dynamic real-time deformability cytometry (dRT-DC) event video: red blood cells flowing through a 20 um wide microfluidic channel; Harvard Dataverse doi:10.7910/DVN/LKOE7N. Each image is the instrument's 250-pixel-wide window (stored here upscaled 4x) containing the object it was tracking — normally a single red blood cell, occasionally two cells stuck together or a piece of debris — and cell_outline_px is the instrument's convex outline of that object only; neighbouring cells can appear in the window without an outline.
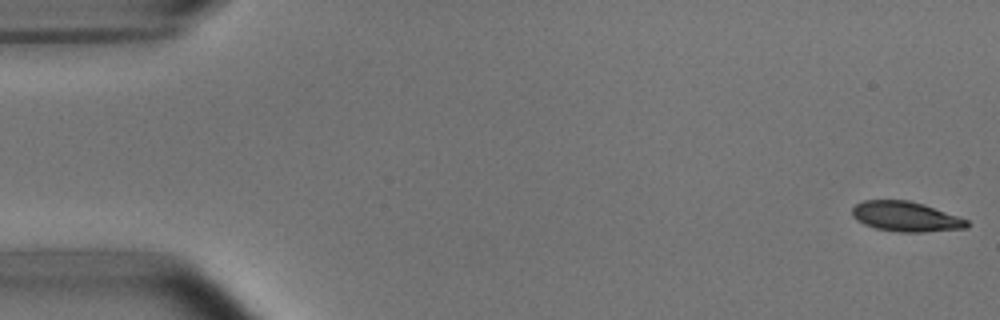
{"species": "common noctule bat (a hibernating species)", "species_latin": "Nyctalus noctula", "temperature_condition": "room temperature", "stored_images_in_passage": 5, "camera_frame_rate_fps": 3000, "um_per_image_px": 0.085, "animal": {"sex": "male", "body_mass_g": 15.6}, "frame": {"image": 1, "passage_image": 1, "time_ms": 0.0, "image_size_px": [1000, 320], "cell_outline_px": [[968, 228], [924, 232], [900, 232], [876, 228], [864, 224], [856, 220], [852, 216], [852, 208], [856, 204], [864, 200], [908, 200], [924, 204], [968, 220]], "centroid_in_image_um": [76.98, 18.41], "position_along_channel_um": 8.0, "area_um2": 20.0}}
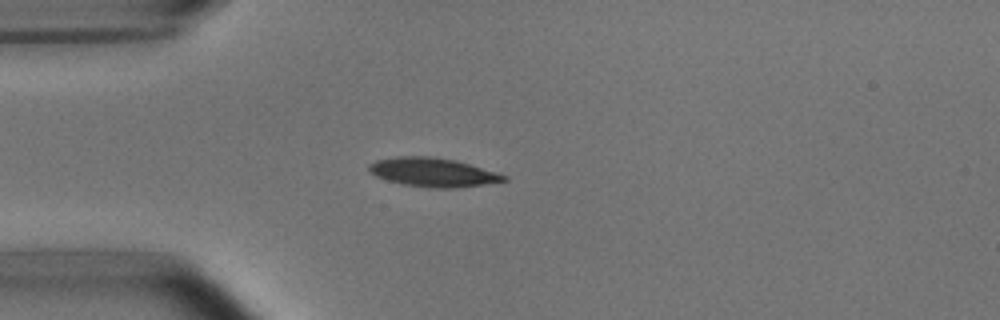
{"frame": {"image": 2, "passage_image": 4, "time_ms": 4.333, "image_size_px": [1000, 320], "cell_outline_px": [[508, 180], [456, 188], [428, 188], [404, 184], [388, 180], [376, 176], [368, 168], [368, 164], [376, 160], [396, 156], [432, 156], [456, 160], [508, 176]], "centroid_in_image_um": [36.78, 14.64], "position_along_channel_um": 48.2, "area_um2": 22.54}}